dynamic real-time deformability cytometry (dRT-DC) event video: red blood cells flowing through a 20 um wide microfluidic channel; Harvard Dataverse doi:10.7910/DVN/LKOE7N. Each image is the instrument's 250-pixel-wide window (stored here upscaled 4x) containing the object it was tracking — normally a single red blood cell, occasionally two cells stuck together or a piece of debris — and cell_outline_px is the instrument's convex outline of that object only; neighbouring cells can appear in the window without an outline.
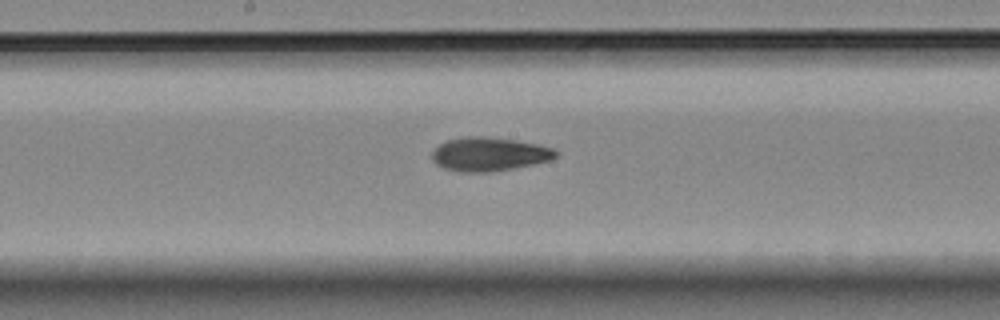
{"species": "Egyptian fruit bat (a non-hibernating species)", "species_latin": "Rousettus aegyptiacus", "temperature_condition": "room temperature", "stored_images_in_passage": 10, "segment_of_instrument_passage": [2, 2], "camera_frame_rate_fps": 3000, "um_per_image_px": 0.085, "animal": {"sex": "female"}, "frame": {"image": 1, "passage_image": 10, "time_ms": 10.333, "image_size_px": [1000, 320], "cell_outline_px": [[560, 152], [552, 160], [512, 168], [488, 172], [460, 172], [444, 168], [436, 164], [432, 160], [432, 152], [440, 144], [448, 140], [464, 136], [488, 136], [516, 140], [540, 144], [556, 148]], "centroid_in_image_um": [41.62, 13.09], "position_along_channel_um": 206.6, "area_um2": 24.57}}